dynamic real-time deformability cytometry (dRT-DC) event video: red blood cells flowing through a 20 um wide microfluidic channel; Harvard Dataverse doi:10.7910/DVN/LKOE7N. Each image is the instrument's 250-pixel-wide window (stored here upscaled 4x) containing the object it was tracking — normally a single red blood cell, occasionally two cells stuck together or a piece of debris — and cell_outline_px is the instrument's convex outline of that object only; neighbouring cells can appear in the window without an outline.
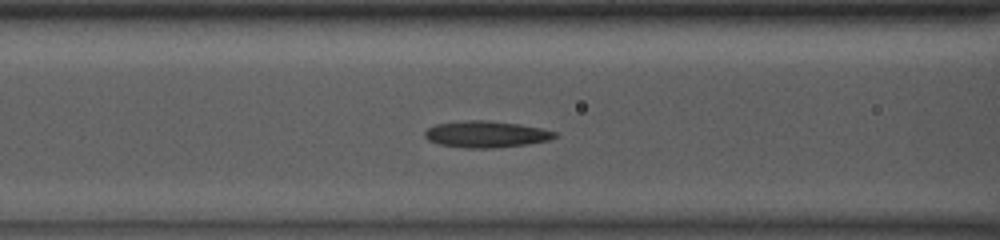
{"species": "common noctule bat (a hibernating species)", "species_latin": "Nyctalus noctula", "temperature_condition": "room temperature", "stored_images_in_passage": 38, "camera_frame_rate_fps": 3000, "um_per_image_px": 0.085, "animal": {"sex": "male", "body_mass_g": 13.0, "forearm_length_mm": 53.1}, "frame": {"image": 1, "passage_image": 8, "time_ms": 2.333, "image_size_px": [1000, 240], "cell_outline_px": [[560, 136], [548, 140], [528, 144], [492, 148], [464, 148], [440, 144], [428, 140], [424, 136], [424, 132], [428, 128], [436, 124], [468, 120], [484, 120], [520, 124], [540, 128], [556, 132]], "centroid_in_image_um": [41.33, 11.41], "position_along_channel_um": 125.3, "area_um2": 20.06}}
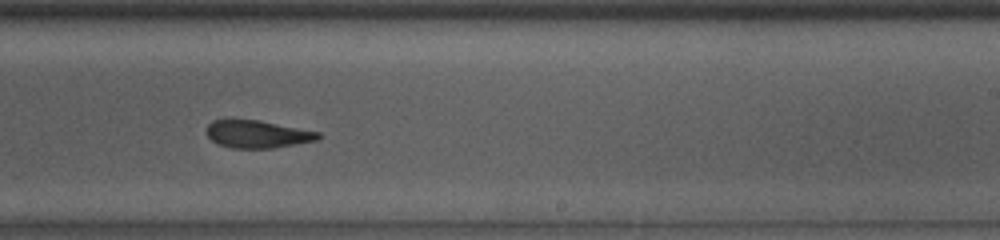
{"frame": {"image": 2, "passage_image": 19, "time_ms": 6.0, "image_size_px": [1000, 240], "cell_outline_px": [[324, 136], [316, 140], [272, 148], [232, 148], [216, 144], [208, 136], [208, 124], [212, 120], [224, 116], [260, 120], [320, 132]], "centroid_in_image_um": [21.82, 11.35], "position_along_channel_um": 267.2, "area_um2": 18.55}}
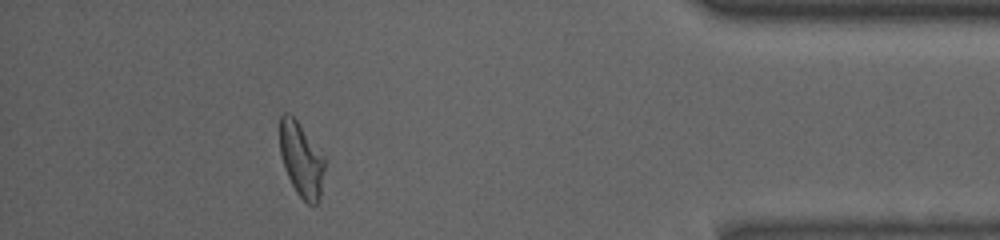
{"frame": {"image": 3, "passage_image": 33, "time_ms": 10.667, "image_size_px": [1000, 240], "cell_outline_px": [[324, 168], [320, 196], [316, 204], [308, 204], [296, 192], [284, 168], [280, 156], [280, 116], [284, 112], [288, 112], [296, 120], [324, 156]], "centroid_in_image_um": [25.59, 13.56], "position_along_channel_um": 409.6, "area_um2": 19.13}, "authors_computed_cell_mechanics": {"area_um2": 19.4497, "velocity_mm_per_s": 3.8763, "shape_relaxation_time_tau1_ms": 10.2622, "shape_relaxation_time_tau2_ms": 1.6347, "deformation_change_tau1": 0.2051, "deformation_change_tau2": 0.0964}}